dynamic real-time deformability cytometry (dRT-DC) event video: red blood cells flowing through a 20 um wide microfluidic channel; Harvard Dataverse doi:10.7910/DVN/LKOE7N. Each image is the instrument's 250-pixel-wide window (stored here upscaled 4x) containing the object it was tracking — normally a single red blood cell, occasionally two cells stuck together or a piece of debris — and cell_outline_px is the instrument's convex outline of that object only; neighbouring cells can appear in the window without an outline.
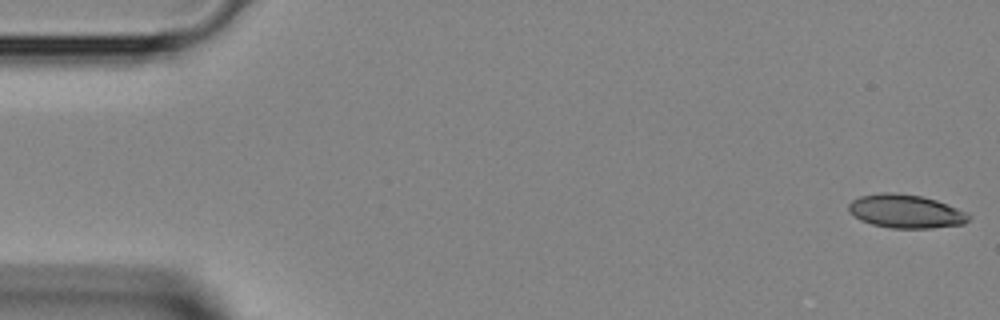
{"species": "Egyptian fruit bat (a non-hibernating species)", "species_latin": "Rousettus aegyptiacus", "temperature_condition": "room temperature", "stored_images_in_passage": 12, "camera_frame_rate_fps": 3000, "um_per_image_px": 0.085, "animal": {"sex": "female"}, "frame": {"image": 1, "passage_image": 1, "time_ms": 0.0, "image_size_px": [1000, 320], "cell_outline_px": [[972, 216], [964, 224], [932, 228], [892, 228], [872, 224], [860, 220], [848, 212], [848, 204], [852, 200], [860, 196], [880, 192], [892, 192], [920, 196], [936, 200], [956, 208]], "centroid_in_image_um": [76.95, 17.96], "position_along_channel_um": 8.1, "area_um2": 23.41}}
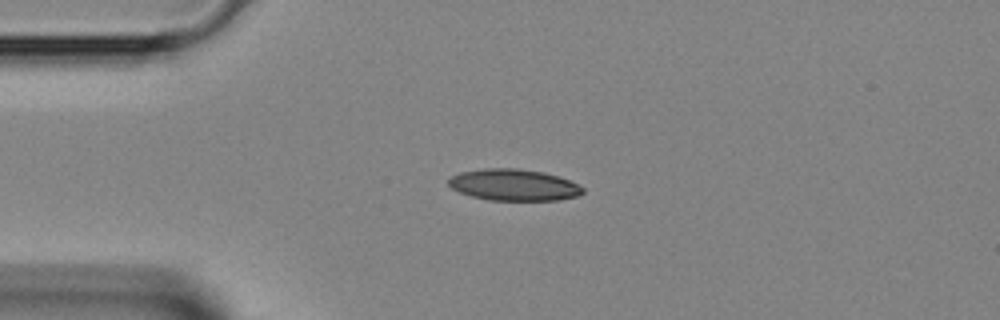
{"frame": {"image": 2, "passage_image": 10, "time_ms": 3.0, "image_size_px": [1000, 320], "cell_outline_px": [[584, 192], [580, 196], [560, 200], [488, 200], [472, 196], [460, 192], [452, 188], [448, 184], [448, 180], [452, 176], [460, 172], [484, 168], [516, 168], [544, 172], [560, 176], [584, 188]], "centroid_in_image_um": [43.7, 15.72], "position_along_channel_um": 41.3, "area_um2": 24.74}}